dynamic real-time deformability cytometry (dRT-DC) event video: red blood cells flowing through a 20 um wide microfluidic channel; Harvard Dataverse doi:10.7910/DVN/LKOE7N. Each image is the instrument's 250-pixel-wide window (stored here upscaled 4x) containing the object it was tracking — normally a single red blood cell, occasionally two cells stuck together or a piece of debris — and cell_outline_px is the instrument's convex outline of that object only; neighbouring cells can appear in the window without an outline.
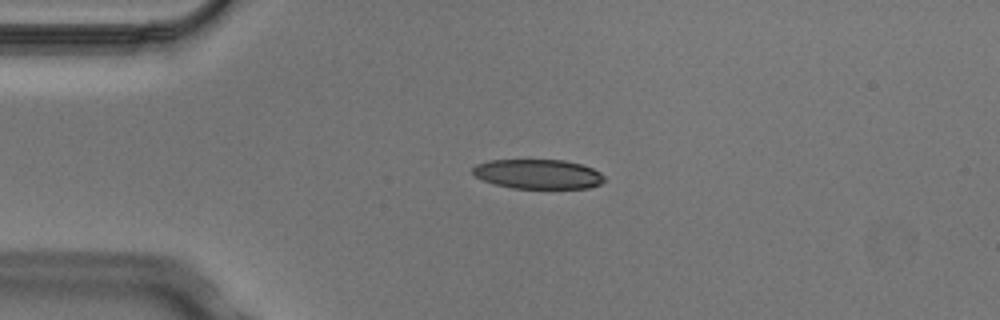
{"species": "Egyptian fruit bat (a non-hibernating species)", "species_latin": "Rousettus aegyptiacus", "temperature_condition": "cold", "stored_images_in_passage": 2, "camera_frame_rate_fps": 3000, "um_per_image_px": 0.085, "animal": {"sex": "male"}, "frame": {"image": 1, "passage_image": 1, "time_ms": 0.0, "image_size_px": [1000, 320], "cell_outline_px": [[604, 180], [600, 184], [588, 188], [512, 188], [496, 184], [484, 180], [476, 176], [472, 172], [472, 168], [476, 164], [488, 160], [564, 160], [580, 164], [592, 168], [600, 172], [604, 176]], "centroid_in_image_um": [45.73, 14.79], "position_along_channel_um": 39.3, "area_um2": 22.54}}